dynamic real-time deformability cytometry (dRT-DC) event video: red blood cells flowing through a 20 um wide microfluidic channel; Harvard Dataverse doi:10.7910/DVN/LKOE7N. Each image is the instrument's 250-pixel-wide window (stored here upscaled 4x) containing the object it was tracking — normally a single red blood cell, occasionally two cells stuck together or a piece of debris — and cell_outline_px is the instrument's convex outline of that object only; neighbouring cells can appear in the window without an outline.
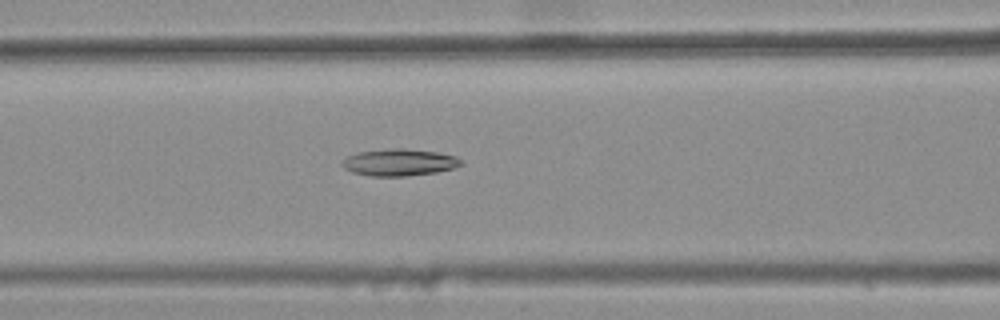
{"species": "common noctule bat (a hibernating species)", "species_latin": "Nyctalus noctula", "temperature_condition": "warm", "stored_images_in_passage": 34, "camera_frame_rate_fps": 3000, "um_per_image_px": 0.085, "animal": {"sex": "female", "body_mass_g": 25.1}, "frame": {"image": 1, "passage_image": 10, "time_ms": 3.0, "image_size_px": [1000, 320], "cell_outline_px": [[464, 164], [452, 168], [436, 172], [408, 176], [368, 176], [352, 172], [344, 168], [340, 164], [348, 156], [360, 152], [392, 148], [404, 148], [436, 152], [456, 156]], "centroid_in_image_um": [33.93, 13.81], "position_along_channel_um": 132.7, "area_um2": 18.55}}
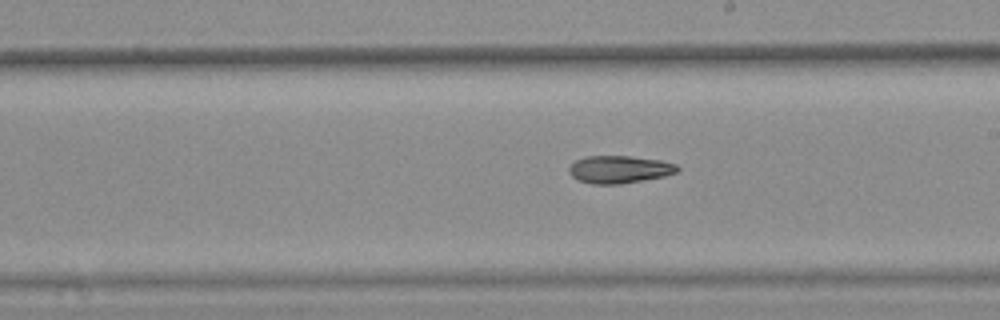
{"frame": {"image": 2, "passage_image": 18, "time_ms": 5.667, "image_size_px": [1000, 320], "cell_outline_px": [[680, 168], [676, 172], [664, 176], [620, 184], [592, 184], [580, 180], [572, 176], [568, 172], [568, 168], [576, 160], [584, 156], [628, 156], [660, 160], [676, 164]], "centroid_in_image_um": [52.63, 14.39], "position_along_channel_um": 236.4, "area_um2": 17.28}}
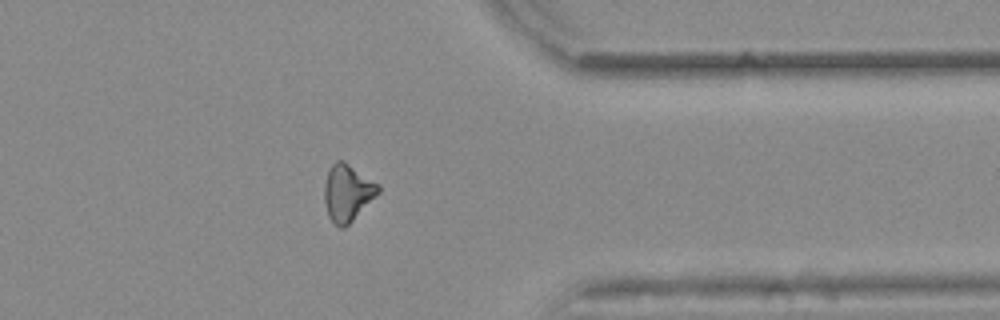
{"frame": {"image": 3, "passage_image": 30, "time_ms": 9.667, "image_size_px": [1000, 320], "cell_outline_px": [[380, 192], [344, 228], [340, 228], [328, 216], [324, 200], [324, 184], [328, 168], [336, 160], [344, 160], [380, 184]], "centroid_in_image_um": [29.53, 16.34], "position_along_channel_um": 381.9, "area_um2": 17.92}}